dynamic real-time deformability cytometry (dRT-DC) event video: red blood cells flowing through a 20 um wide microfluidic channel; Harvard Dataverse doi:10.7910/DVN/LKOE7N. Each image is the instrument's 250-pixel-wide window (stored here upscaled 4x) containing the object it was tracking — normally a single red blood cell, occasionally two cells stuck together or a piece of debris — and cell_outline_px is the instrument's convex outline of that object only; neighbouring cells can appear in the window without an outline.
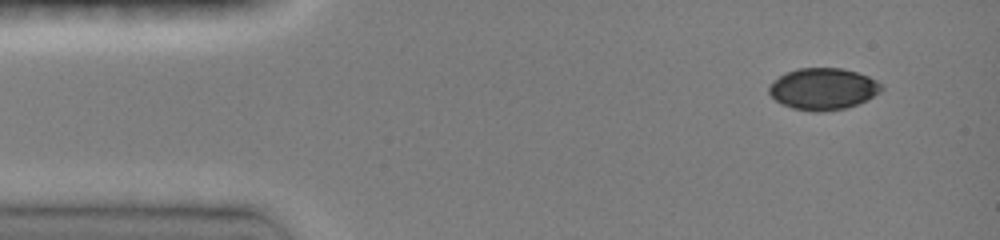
{"species": "common noctule bat (a hibernating species)", "species_latin": "Nyctalus noctula", "temperature_condition": "room temperature", "stored_images_in_passage": 10, "camera_frame_rate_fps": 3000, "um_per_image_px": 0.085, "animal": {"sex": "female", "body_mass_g": 19.0, "forearm_length_mm": 51.5}, "frame": {"image": 1, "passage_image": 1, "time_ms": 0.0, "image_size_px": [1000, 240], "cell_outline_px": [[884, 88], [880, 92], [856, 104], [844, 108], [820, 112], [812, 112], [792, 108], [776, 100], [768, 92], [768, 88], [784, 72], [796, 68], [844, 68], [868, 76], [884, 84]], "centroid_in_image_um": [69.97, 7.54], "position_along_channel_um": 15.0, "area_um2": 27.17}}
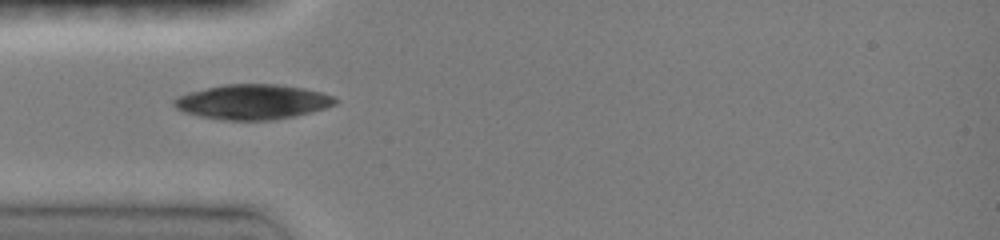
{"frame": {"image": 2, "passage_image": 4, "time_ms": 3.333, "image_size_px": [1000, 240], "cell_outline_px": [[340, 100], [336, 104], [312, 112], [296, 116], [276, 120], [220, 120], [200, 116], [184, 112], [176, 108], [172, 104], [172, 100], [176, 96], [188, 92], [224, 84], [276, 84], [304, 88], [320, 92], [332, 96]], "centroid_in_image_um": [21.45, 8.66], "position_along_channel_um": 63.5, "area_um2": 33.06}}
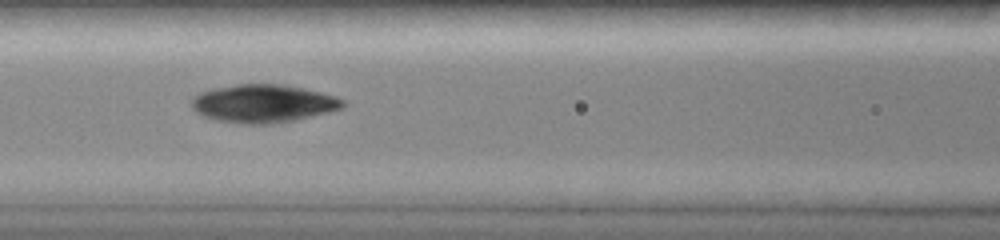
{"frame": {"image": 3, "passage_image": 6, "time_ms": 5.333, "image_size_px": [1000, 240], "cell_outline_px": [[348, 104], [344, 108], [296, 120], [272, 124], [240, 124], [216, 120], [204, 116], [196, 112], [192, 108], [192, 96], [200, 92], [212, 88], [236, 84], [284, 84], [320, 92], [336, 96], [344, 100]], "centroid_in_image_um": [22.38, 8.8], "position_along_channel_um": 144.2, "area_um2": 33.93}}